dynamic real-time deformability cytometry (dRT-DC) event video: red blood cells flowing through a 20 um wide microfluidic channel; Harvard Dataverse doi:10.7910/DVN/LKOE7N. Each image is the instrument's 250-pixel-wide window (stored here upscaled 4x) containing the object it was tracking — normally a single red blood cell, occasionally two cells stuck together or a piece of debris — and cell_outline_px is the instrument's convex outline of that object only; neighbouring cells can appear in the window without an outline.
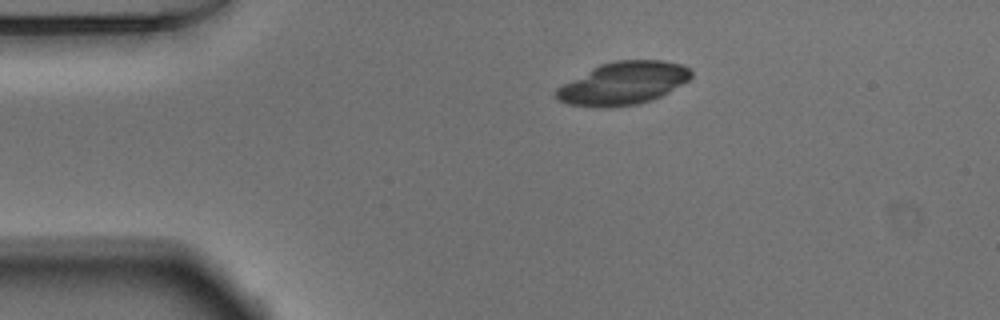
{"species": "Egyptian fruit bat (a non-hibernating species)", "species_latin": "Rousettus aegyptiacus", "temperature_condition": "warm", "stored_images_in_passage": 7, "camera_frame_rate_fps": 3000, "um_per_image_px": 0.085, "animal": {"sex": "male"}, "frame": {"image": 1, "passage_image": 1, "time_ms": 0.0, "image_size_px": [1000, 320], "cell_outline_px": [[692, 76], [688, 80], [668, 92], [652, 100], [636, 104], [604, 108], [596, 108], [568, 104], [556, 100], [556, 88], [592, 68], [600, 64], [616, 60], [660, 60], [680, 64], [688, 68], [692, 72]], "centroid_in_image_um": [52.95, 7.09], "position_along_channel_um": 32.1, "area_um2": 33.47}}